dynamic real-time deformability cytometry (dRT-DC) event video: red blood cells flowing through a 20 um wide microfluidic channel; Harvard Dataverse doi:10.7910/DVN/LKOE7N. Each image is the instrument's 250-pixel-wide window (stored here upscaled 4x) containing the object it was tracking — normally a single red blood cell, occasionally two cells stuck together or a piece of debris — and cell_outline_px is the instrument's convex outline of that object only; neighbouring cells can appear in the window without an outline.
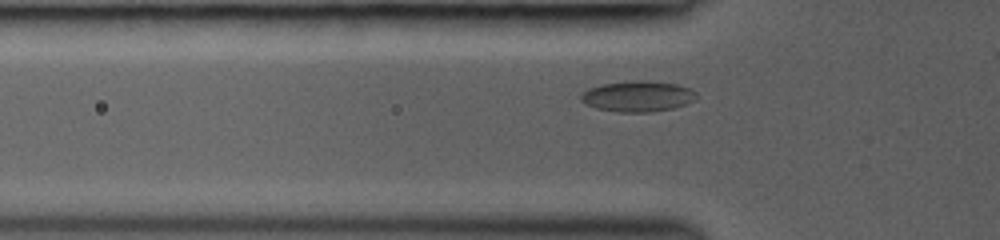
{"species": "common noctule bat (a hibernating species)", "species_latin": "Nyctalus noctula", "temperature_condition": "room temperature", "stored_images_in_passage": 36, "camera_frame_rate_fps": 3000, "um_per_image_px": 0.085, "animal": {"sex": "female", "body_mass_g": 19.0, "forearm_length_mm": 53.3}, "frame": {"image": 1, "passage_image": 7, "time_ms": 2.0, "image_size_px": [1000, 240], "cell_outline_px": [[696, 100], [672, 108], [652, 112], [616, 112], [596, 108], [584, 104], [580, 100], [580, 96], [588, 88], [604, 84], [632, 80], [644, 80], [676, 84], [688, 88], [696, 92]], "centroid_in_image_um": [54.18, 8.19], "position_along_channel_um": 71.6, "area_um2": 20.69}}
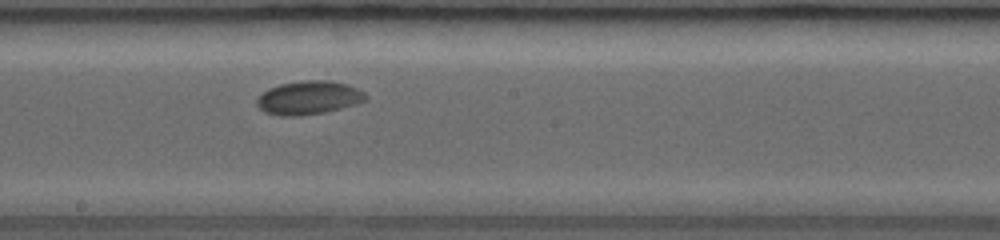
{"frame": {"image": 2, "passage_image": 18, "time_ms": 5.667, "image_size_px": [1000, 240], "cell_outline_px": [[368, 96], [364, 100], [356, 104], [324, 112], [300, 116], [280, 116], [264, 112], [256, 104], [256, 100], [268, 88], [280, 84], [304, 80], [324, 80], [348, 84], [364, 92]], "centroid_in_image_um": [26.22, 8.31], "position_along_channel_um": 222.0, "area_um2": 21.15}}
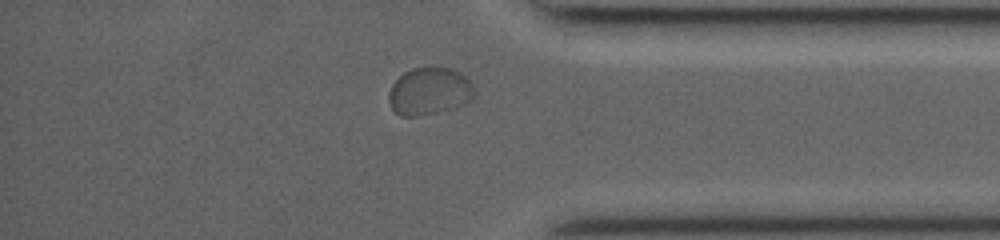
{"frame": {"image": 3, "passage_image": 31, "time_ms": 10.0, "image_size_px": [1000, 240], "cell_outline_px": [[476, 96], [472, 100], [436, 112], [420, 116], [400, 116], [392, 108], [388, 100], [388, 92], [392, 84], [404, 72], [412, 68], [448, 68], [460, 72], [472, 84]], "centroid_in_image_um": [36.47, 7.76], "position_along_channel_um": 398.7, "area_um2": 23.35}}